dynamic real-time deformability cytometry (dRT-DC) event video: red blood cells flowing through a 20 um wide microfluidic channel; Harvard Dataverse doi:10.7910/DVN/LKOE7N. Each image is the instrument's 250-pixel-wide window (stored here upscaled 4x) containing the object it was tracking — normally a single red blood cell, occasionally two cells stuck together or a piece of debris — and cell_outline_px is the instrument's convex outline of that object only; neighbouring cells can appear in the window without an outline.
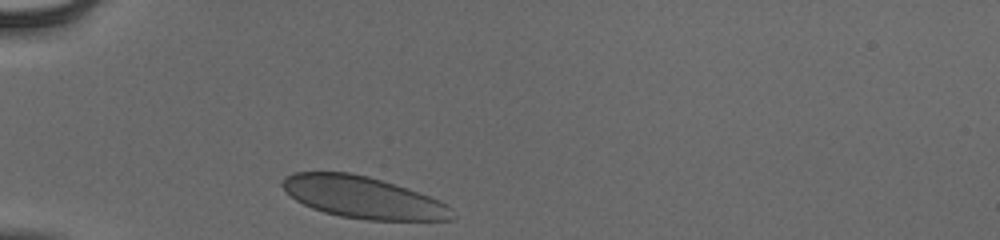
{"species": "human", "species_latin": "Homo sapiens", "temperature_condition": "cold", "stored_images_in_passage": 29, "camera_frame_rate_fps": 3000, "um_per_image_px": 0.085, "donor": {"sex": "male"}, "frame": {"image": 1, "passage_image": 1, "time_ms": 0.0, "image_size_px": [1000, 240], "cell_outline_px": [[456, 216], [452, 220], [368, 220], [340, 216], [324, 212], [312, 208], [296, 200], [280, 184], [284, 176], [292, 172], [348, 172], [368, 176], [408, 188], [440, 200], [448, 204], [452, 208]], "centroid_in_image_um": [30.89, 16.78], "position_along_channel_um": 54.1, "area_um2": 41.44}}
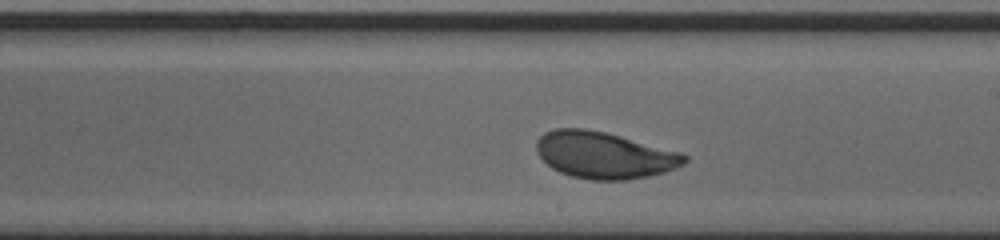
{"frame": {"image": 2, "passage_image": 17, "time_ms": 5.333, "image_size_px": [1000, 240], "cell_outline_px": [[688, 160], [684, 164], [676, 168], [664, 172], [648, 176], [628, 180], [592, 180], [572, 176], [560, 172], [552, 168], [536, 152], [536, 140], [544, 132], [556, 128], [584, 128], [604, 132], [620, 136], [680, 152], [688, 156]], "centroid_in_image_um": [51.35, 13.18], "position_along_channel_um": 237.6, "area_um2": 40.17}}
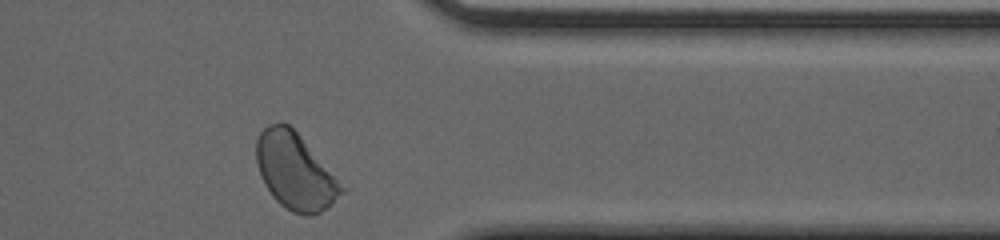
{"frame": {"image": 3, "passage_image": 29, "time_ms": 9.333, "image_size_px": [1000, 240], "cell_outline_px": [[348, 188], [328, 208], [312, 216], [304, 216], [292, 212], [284, 208], [272, 196], [264, 184], [260, 176], [256, 164], [256, 140], [260, 132], [268, 124], [280, 120], [284, 120], [300, 136]], "centroid_in_image_um": [25.09, 14.57], "position_along_channel_um": 386.3, "area_um2": 38.55}, "authors_computed_cell_mechanics": {"area_um2": 40.171, "velocity_mm_per_s": 3.8409, "shape_relaxation_time_tau1_ms": 2.6654, "shape_relaxation_time_tau2_ms": null, "deformation_change_tau1": 0.1021, "deformation_change_tau2": null}}